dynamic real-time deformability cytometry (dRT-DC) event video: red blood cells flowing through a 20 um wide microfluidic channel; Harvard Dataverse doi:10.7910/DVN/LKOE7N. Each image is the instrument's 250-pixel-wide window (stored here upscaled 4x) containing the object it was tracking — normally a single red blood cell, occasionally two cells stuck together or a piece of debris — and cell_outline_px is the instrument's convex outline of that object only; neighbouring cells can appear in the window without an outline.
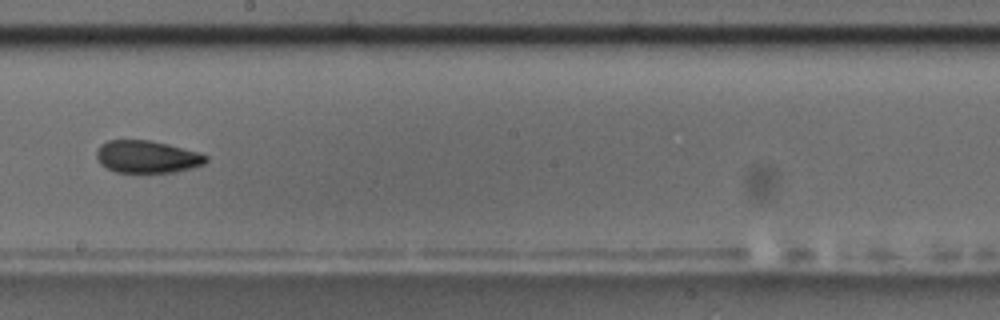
{"species": "common noctule bat (a hibernating species)", "species_latin": "Nyctalus noctula", "temperature_condition": "room temperature", "stored_images_in_passage": 16, "camera_frame_rate_fps": 3000, "um_per_image_px": 0.085, "animal": {"sex": "male", "body_mass_g": 17.5, "forearm_length_mm": 52.3}, "frame": {"image": 1, "passage_image": 10, "time_ms": 10.333, "image_size_px": [1000, 320], "cell_outline_px": [[208, 160], [204, 164], [192, 168], [176, 172], [116, 172], [100, 164], [96, 156], [96, 148], [100, 144], [108, 140], [148, 140], [168, 144], [200, 152], [208, 156]], "centroid_in_image_um": [12.51, 13.32], "position_along_channel_um": 235.7, "area_um2": 20.81}, "authors_computed_cell_mechanics": {"area_um2": 21.3571, "velocity_mm_per_s": 3.582, "shape_relaxation_time_tau1_ms": null, "shape_relaxation_time_tau2_ms": 2.0412, "deformation_change_tau1": null, "deformation_change_tau2": 0.0687}}